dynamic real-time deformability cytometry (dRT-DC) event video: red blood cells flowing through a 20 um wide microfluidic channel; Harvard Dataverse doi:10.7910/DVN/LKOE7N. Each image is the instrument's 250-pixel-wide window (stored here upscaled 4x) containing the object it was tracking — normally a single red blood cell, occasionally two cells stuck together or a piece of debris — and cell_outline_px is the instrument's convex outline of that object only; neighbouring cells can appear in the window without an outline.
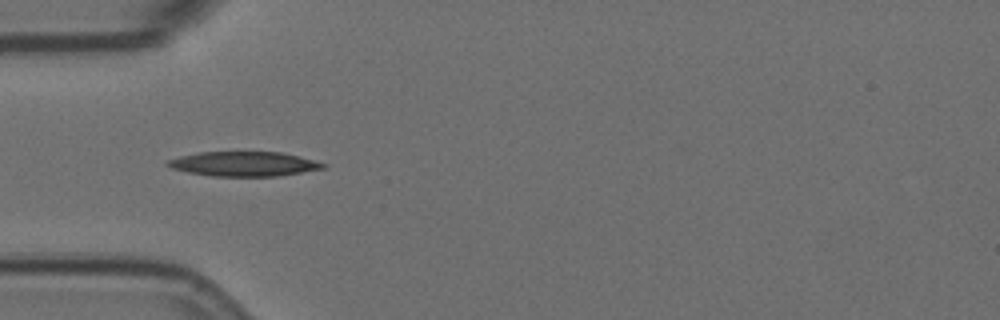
{"species": "Egyptian fruit bat (a non-hibernating species)", "species_latin": "Rousettus aegyptiacus", "temperature_condition": "room temperature", "stored_images_in_passage": 3, "camera_frame_rate_fps": 3000, "um_per_image_px": 0.085, "animal": {"sex": "female"}, "frame": {"image": 1, "passage_image": 2, "time_ms": 0.333, "image_size_px": [1000, 320], "cell_outline_px": [[328, 164], [324, 168], [276, 176], [212, 176], [188, 172], [172, 168], [164, 164], [168, 160], [180, 156], [200, 152], [280, 152], [300, 156]], "centroid_in_image_um": [20.72, 13.93], "position_along_channel_um": 64.3, "area_um2": 22.14}}
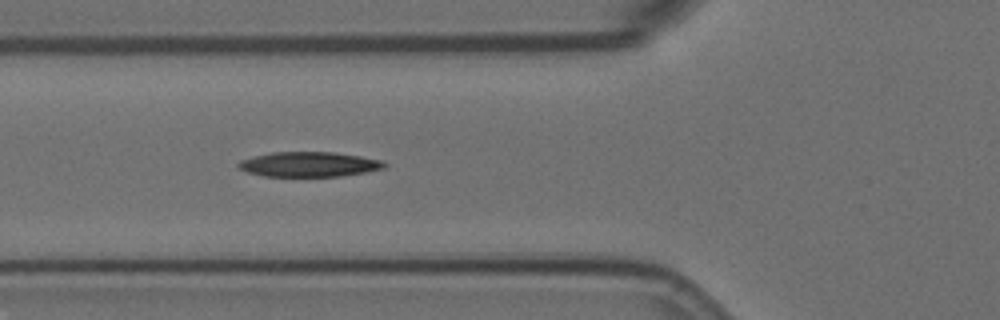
{"frame": {"image": 2, "passage_image": 3, "time_ms": 0.667, "image_size_px": [1000, 320], "cell_outline_px": [[388, 164], [384, 168], [364, 172], [340, 176], [264, 176], [248, 172], [240, 168], [236, 164], [240, 160], [252, 156], [272, 152], [332, 152], [360, 156], [380, 160]], "centroid_in_image_um": [26.24, 13.96], "position_along_channel_um": 99.6, "area_um2": 21.04}}